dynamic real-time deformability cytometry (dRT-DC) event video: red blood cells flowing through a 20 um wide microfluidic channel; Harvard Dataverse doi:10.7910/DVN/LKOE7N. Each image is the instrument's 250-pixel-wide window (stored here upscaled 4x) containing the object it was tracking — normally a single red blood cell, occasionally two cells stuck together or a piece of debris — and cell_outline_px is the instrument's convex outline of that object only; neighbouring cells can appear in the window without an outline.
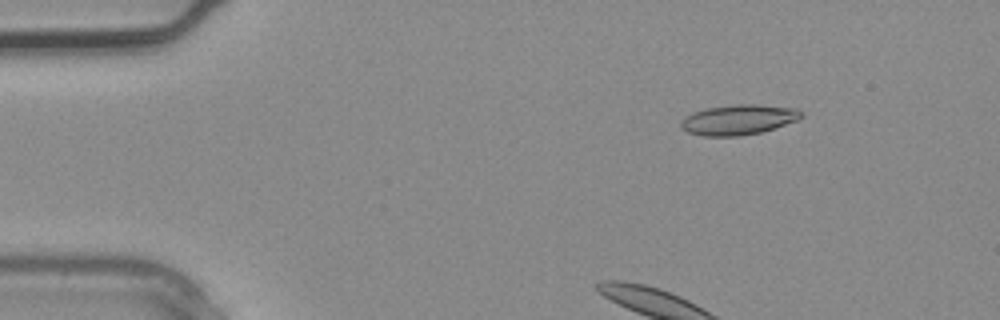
{"species": "common noctule bat (a hibernating species)", "species_latin": "Nyctalus noctula", "temperature_condition": "warm", "stored_images_in_passage": 4, "camera_frame_rate_fps": 3000, "um_per_image_px": 0.085, "animal": {"sex": "male", "body_mass_g": 20.4}, "frame": {"image": 1, "passage_image": 4, "time_ms": 1.0, "image_size_px": [1000, 320], "cell_outline_px": [[804, 116], [796, 120], [760, 132], [740, 136], [704, 136], [688, 132], [680, 128], [680, 120], [692, 112], [704, 108], [736, 104], [756, 104], [796, 108], [804, 112]], "centroid_in_image_um": [62.73, 10.16], "position_along_channel_um": 22.3, "area_um2": 21.21}}